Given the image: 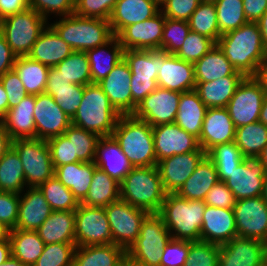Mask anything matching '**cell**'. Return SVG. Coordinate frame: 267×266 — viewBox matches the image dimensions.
<instances>
[{
  "mask_svg": "<svg viewBox=\"0 0 267 266\" xmlns=\"http://www.w3.org/2000/svg\"><path fill=\"white\" fill-rule=\"evenodd\" d=\"M216 44L232 66L245 77L254 76L267 58V49L257 22H247L221 35Z\"/></svg>",
  "mask_w": 267,
  "mask_h": 266,
  "instance_id": "1",
  "label": "cell"
},
{
  "mask_svg": "<svg viewBox=\"0 0 267 266\" xmlns=\"http://www.w3.org/2000/svg\"><path fill=\"white\" fill-rule=\"evenodd\" d=\"M205 207L204 201L187 200L177 193H168L158 215L172 233V239L200 241Z\"/></svg>",
  "mask_w": 267,
  "mask_h": 266,
  "instance_id": "2",
  "label": "cell"
},
{
  "mask_svg": "<svg viewBox=\"0 0 267 266\" xmlns=\"http://www.w3.org/2000/svg\"><path fill=\"white\" fill-rule=\"evenodd\" d=\"M112 136L133 168L157 165L152 126L133 115H121Z\"/></svg>",
  "mask_w": 267,
  "mask_h": 266,
  "instance_id": "3",
  "label": "cell"
},
{
  "mask_svg": "<svg viewBox=\"0 0 267 266\" xmlns=\"http://www.w3.org/2000/svg\"><path fill=\"white\" fill-rule=\"evenodd\" d=\"M166 194L157 166L132 168L120 182V199L149 214H158Z\"/></svg>",
  "mask_w": 267,
  "mask_h": 266,
  "instance_id": "4",
  "label": "cell"
},
{
  "mask_svg": "<svg viewBox=\"0 0 267 266\" xmlns=\"http://www.w3.org/2000/svg\"><path fill=\"white\" fill-rule=\"evenodd\" d=\"M121 115L97 83L84 86V93L71 124L99 137L112 136Z\"/></svg>",
  "mask_w": 267,
  "mask_h": 266,
  "instance_id": "5",
  "label": "cell"
},
{
  "mask_svg": "<svg viewBox=\"0 0 267 266\" xmlns=\"http://www.w3.org/2000/svg\"><path fill=\"white\" fill-rule=\"evenodd\" d=\"M73 51H87L107 43L114 35L109 20L75 13L50 25Z\"/></svg>",
  "mask_w": 267,
  "mask_h": 266,
  "instance_id": "6",
  "label": "cell"
},
{
  "mask_svg": "<svg viewBox=\"0 0 267 266\" xmlns=\"http://www.w3.org/2000/svg\"><path fill=\"white\" fill-rule=\"evenodd\" d=\"M171 234L158 214H149L141 224L139 236L126 251L127 260L136 266H160L162 252Z\"/></svg>",
  "mask_w": 267,
  "mask_h": 266,
  "instance_id": "7",
  "label": "cell"
},
{
  "mask_svg": "<svg viewBox=\"0 0 267 266\" xmlns=\"http://www.w3.org/2000/svg\"><path fill=\"white\" fill-rule=\"evenodd\" d=\"M46 21L34 9L28 8L0 20V32L17 57L27 56L45 30Z\"/></svg>",
  "mask_w": 267,
  "mask_h": 266,
  "instance_id": "8",
  "label": "cell"
},
{
  "mask_svg": "<svg viewBox=\"0 0 267 266\" xmlns=\"http://www.w3.org/2000/svg\"><path fill=\"white\" fill-rule=\"evenodd\" d=\"M23 165L27 187L38 188L52 178L55 169L51 160L47 140L37 138L15 139L11 146Z\"/></svg>",
  "mask_w": 267,
  "mask_h": 266,
  "instance_id": "9",
  "label": "cell"
},
{
  "mask_svg": "<svg viewBox=\"0 0 267 266\" xmlns=\"http://www.w3.org/2000/svg\"><path fill=\"white\" fill-rule=\"evenodd\" d=\"M104 209L112 234V243L127 251L139 236L141 224L149 213L121 199L110 203Z\"/></svg>",
  "mask_w": 267,
  "mask_h": 266,
  "instance_id": "10",
  "label": "cell"
},
{
  "mask_svg": "<svg viewBox=\"0 0 267 266\" xmlns=\"http://www.w3.org/2000/svg\"><path fill=\"white\" fill-rule=\"evenodd\" d=\"M265 95L254 76L244 77L226 107L235 128L259 121Z\"/></svg>",
  "mask_w": 267,
  "mask_h": 266,
  "instance_id": "11",
  "label": "cell"
},
{
  "mask_svg": "<svg viewBox=\"0 0 267 266\" xmlns=\"http://www.w3.org/2000/svg\"><path fill=\"white\" fill-rule=\"evenodd\" d=\"M112 244V234L104 207L79 204L75 210V245Z\"/></svg>",
  "mask_w": 267,
  "mask_h": 266,
  "instance_id": "12",
  "label": "cell"
},
{
  "mask_svg": "<svg viewBox=\"0 0 267 266\" xmlns=\"http://www.w3.org/2000/svg\"><path fill=\"white\" fill-rule=\"evenodd\" d=\"M237 236L267 241V202L262 196L236 200L233 207Z\"/></svg>",
  "mask_w": 267,
  "mask_h": 266,
  "instance_id": "13",
  "label": "cell"
},
{
  "mask_svg": "<svg viewBox=\"0 0 267 266\" xmlns=\"http://www.w3.org/2000/svg\"><path fill=\"white\" fill-rule=\"evenodd\" d=\"M180 96L179 92L158 87L141 101L132 115L152 127L174 123Z\"/></svg>",
  "mask_w": 267,
  "mask_h": 266,
  "instance_id": "14",
  "label": "cell"
},
{
  "mask_svg": "<svg viewBox=\"0 0 267 266\" xmlns=\"http://www.w3.org/2000/svg\"><path fill=\"white\" fill-rule=\"evenodd\" d=\"M165 16L157 15L125 27L117 38L124 50H160L162 48Z\"/></svg>",
  "mask_w": 267,
  "mask_h": 266,
  "instance_id": "15",
  "label": "cell"
},
{
  "mask_svg": "<svg viewBox=\"0 0 267 266\" xmlns=\"http://www.w3.org/2000/svg\"><path fill=\"white\" fill-rule=\"evenodd\" d=\"M266 171L259 158H245L240 165L226 173L224 183L233 192L236 200L262 196Z\"/></svg>",
  "mask_w": 267,
  "mask_h": 266,
  "instance_id": "16",
  "label": "cell"
},
{
  "mask_svg": "<svg viewBox=\"0 0 267 266\" xmlns=\"http://www.w3.org/2000/svg\"><path fill=\"white\" fill-rule=\"evenodd\" d=\"M152 133L157 162L173 155L185 154L201 148L198 138L187 133L176 123L153 126Z\"/></svg>",
  "mask_w": 267,
  "mask_h": 266,
  "instance_id": "17",
  "label": "cell"
},
{
  "mask_svg": "<svg viewBox=\"0 0 267 266\" xmlns=\"http://www.w3.org/2000/svg\"><path fill=\"white\" fill-rule=\"evenodd\" d=\"M34 122L36 138L48 140L63 134L71 119L46 92L35 95Z\"/></svg>",
  "mask_w": 267,
  "mask_h": 266,
  "instance_id": "18",
  "label": "cell"
},
{
  "mask_svg": "<svg viewBox=\"0 0 267 266\" xmlns=\"http://www.w3.org/2000/svg\"><path fill=\"white\" fill-rule=\"evenodd\" d=\"M206 155L207 153L200 148L158 161L156 166L165 192L177 193Z\"/></svg>",
  "mask_w": 267,
  "mask_h": 266,
  "instance_id": "19",
  "label": "cell"
},
{
  "mask_svg": "<svg viewBox=\"0 0 267 266\" xmlns=\"http://www.w3.org/2000/svg\"><path fill=\"white\" fill-rule=\"evenodd\" d=\"M158 87L179 93L195 89L194 64L159 50Z\"/></svg>",
  "mask_w": 267,
  "mask_h": 266,
  "instance_id": "20",
  "label": "cell"
},
{
  "mask_svg": "<svg viewBox=\"0 0 267 266\" xmlns=\"http://www.w3.org/2000/svg\"><path fill=\"white\" fill-rule=\"evenodd\" d=\"M265 257L266 243L237 236L220 245L218 266H263Z\"/></svg>",
  "mask_w": 267,
  "mask_h": 266,
  "instance_id": "21",
  "label": "cell"
},
{
  "mask_svg": "<svg viewBox=\"0 0 267 266\" xmlns=\"http://www.w3.org/2000/svg\"><path fill=\"white\" fill-rule=\"evenodd\" d=\"M97 84L120 115H132L131 71L124 59Z\"/></svg>",
  "mask_w": 267,
  "mask_h": 266,
  "instance_id": "22",
  "label": "cell"
},
{
  "mask_svg": "<svg viewBox=\"0 0 267 266\" xmlns=\"http://www.w3.org/2000/svg\"><path fill=\"white\" fill-rule=\"evenodd\" d=\"M235 126L226 107L208 108L200 137V147L208 153L213 147L235 140Z\"/></svg>",
  "mask_w": 267,
  "mask_h": 266,
  "instance_id": "23",
  "label": "cell"
},
{
  "mask_svg": "<svg viewBox=\"0 0 267 266\" xmlns=\"http://www.w3.org/2000/svg\"><path fill=\"white\" fill-rule=\"evenodd\" d=\"M237 237L233 209L206 205L201 226V241L223 245Z\"/></svg>",
  "mask_w": 267,
  "mask_h": 266,
  "instance_id": "24",
  "label": "cell"
},
{
  "mask_svg": "<svg viewBox=\"0 0 267 266\" xmlns=\"http://www.w3.org/2000/svg\"><path fill=\"white\" fill-rule=\"evenodd\" d=\"M160 0H118L112 10L109 23L113 35H118L125 27L143 22L157 15Z\"/></svg>",
  "mask_w": 267,
  "mask_h": 266,
  "instance_id": "25",
  "label": "cell"
},
{
  "mask_svg": "<svg viewBox=\"0 0 267 266\" xmlns=\"http://www.w3.org/2000/svg\"><path fill=\"white\" fill-rule=\"evenodd\" d=\"M94 163L119 183L133 168L113 136L100 137L96 146Z\"/></svg>",
  "mask_w": 267,
  "mask_h": 266,
  "instance_id": "26",
  "label": "cell"
},
{
  "mask_svg": "<svg viewBox=\"0 0 267 266\" xmlns=\"http://www.w3.org/2000/svg\"><path fill=\"white\" fill-rule=\"evenodd\" d=\"M34 107L35 95L28 94L0 120L1 127L12 140L36 138Z\"/></svg>",
  "mask_w": 267,
  "mask_h": 266,
  "instance_id": "27",
  "label": "cell"
},
{
  "mask_svg": "<svg viewBox=\"0 0 267 266\" xmlns=\"http://www.w3.org/2000/svg\"><path fill=\"white\" fill-rule=\"evenodd\" d=\"M53 212L39 188L29 187L20 197L16 229L36 231Z\"/></svg>",
  "mask_w": 267,
  "mask_h": 266,
  "instance_id": "28",
  "label": "cell"
},
{
  "mask_svg": "<svg viewBox=\"0 0 267 266\" xmlns=\"http://www.w3.org/2000/svg\"><path fill=\"white\" fill-rule=\"evenodd\" d=\"M72 52V48L61 39L51 26L47 25L27 56L31 60L54 67Z\"/></svg>",
  "mask_w": 267,
  "mask_h": 266,
  "instance_id": "29",
  "label": "cell"
},
{
  "mask_svg": "<svg viewBox=\"0 0 267 266\" xmlns=\"http://www.w3.org/2000/svg\"><path fill=\"white\" fill-rule=\"evenodd\" d=\"M126 261V250L114 243L76 246L73 266H123Z\"/></svg>",
  "mask_w": 267,
  "mask_h": 266,
  "instance_id": "30",
  "label": "cell"
},
{
  "mask_svg": "<svg viewBox=\"0 0 267 266\" xmlns=\"http://www.w3.org/2000/svg\"><path fill=\"white\" fill-rule=\"evenodd\" d=\"M97 166L94 162H76L55 168L54 176L70 191L81 203L88 194L92 177Z\"/></svg>",
  "mask_w": 267,
  "mask_h": 266,
  "instance_id": "31",
  "label": "cell"
},
{
  "mask_svg": "<svg viewBox=\"0 0 267 266\" xmlns=\"http://www.w3.org/2000/svg\"><path fill=\"white\" fill-rule=\"evenodd\" d=\"M218 181L220 180L216 166L206 155L177 194L187 200L204 201L206 194Z\"/></svg>",
  "mask_w": 267,
  "mask_h": 266,
  "instance_id": "32",
  "label": "cell"
},
{
  "mask_svg": "<svg viewBox=\"0 0 267 266\" xmlns=\"http://www.w3.org/2000/svg\"><path fill=\"white\" fill-rule=\"evenodd\" d=\"M207 109L195 90L182 92L174 123L199 139Z\"/></svg>",
  "mask_w": 267,
  "mask_h": 266,
  "instance_id": "33",
  "label": "cell"
},
{
  "mask_svg": "<svg viewBox=\"0 0 267 266\" xmlns=\"http://www.w3.org/2000/svg\"><path fill=\"white\" fill-rule=\"evenodd\" d=\"M36 231L45 244H75V211H53Z\"/></svg>",
  "mask_w": 267,
  "mask_h": 266,
  "instance_id": "34",
  "label": "cell"
},
{
  "mask_svg": "<svg viewBox=\"0 0 267 266\" xmlns=\"http://www.w3.org/2000/svg\"><path fill=\"white\" fill-rule=\"evenodd\" d=\"M245 76H225L211 82H196L195 91L207 108L227 107Z\"/></svg>",
  "mask_w": 267,
  "mask_h": 266,
  "instance_id": "35",
  "label": "cell"
},
{
  "mask_svg": "<svg viewBox=\"0 0 267 266\" xmlns=\"http://www.w3.org/2000/svg\"><path fill=\"white\" fill-rule=\"evenodd\" d=\"M195 81L211 82L225 76H244L237 71L216 44L194 64Z\"/></svg>",
  "mask_w": 267,
  "mask_h": 266,
  "instance_id": "36",
  "label": "cell"
},
{
  "mask_svg": "<svg viewBox=\"0 0 267 266\" xmlns=\"http://www.w3.org/2000/svg\"><path fill=\"white\" fill-rule=\"evenodd\" d=\"M109 45L112 46V50L106 51L105 49ZM123 52L124 49L116 35H114L107 43L87 50L86 53L89 59L92 83H98L103 80L112 69L123 60ZM105 54L108 56L106 57Z\"/></svg>",
  "mask_w": 267,
  "mask_h": 266,
  "instance_id": "37",
  "label": "cell"
},
{
  "mask_svg": "<svg viewBox=\"0 0 267 266\" xmlns=\"http://www.w3.org/2000/svg\"><path fill=\"white\" fill-rule=\"evenodd\" d=\"M120 199V183L96 167L85 199L80 203L90 207H106Z\"/></svg>",
  "mask_w": 267,
  "mask_h": 266,
  "instance_id": "38",
  "label": "cell"
},
{
  "mask_svg": "<svg viewBox=\"0 0 267 266\" xmlns=\"http://www.w3.org/2000/svg\"><path fill=\"white\" fill-rule=\"evenodd\" d=\"M49 66L31 60L28 56H18L13 70L20 77L29 95L44 93L47 85Z\"/></svg>",
  "mask_w": 267,
  "mask_h": 266,
  "instance_id": "39",
  "label": "cell"
},
{
  "mask_svg": "<svg viewBox=\"0 0 267 266\" xmlns=\"http://www.w3.org/2000/svg\"><path fill=\"white\" fill-rule=\"evenodd\" d=\"M9 239L12 256L27 266L37 261L45 247L37 231L12 229Z\"/></svg>",
  "mask_w": 267,
  "mask_h": 266,
  "instance_id": "40",
  "label": "cell"
},
{
  "mask_svg": "<svg viewBox=\"0 0 267 266\" xmlns=\"http://www.w3.org/2000/svg\"><path fill=\"white\" fill-rule=\"evenodd\" d=\"M234 142L245 158H258L267 145V126L257 121L237 127Z\"/></svg>",
  "mask_w": 267,
  "mask_h": 266,
  "instance_id": "41",
  "label": "cell"
},
{
  "mask_svg": "<svg viewBox=\"0 0 267 266\" xmlns=\"http://www.w3.org/2000/svg\"><path fill=\"white\" fill-rule=\"evenodd\" d=\"M26 186L22 162L11 147L0 159V191L21 194Z\"/></svg>",
  "mask_w": 267,
  "mask_h": 266,
  "instance_id": "42",
  "label": "cell"
},
{
  "mask_svg": "<svg viewBox=\"0 0 267 266\" xmlns=\"http://www.w3.org/2000/svg\"><path fill=\"white\" fill-rule=\"evenodd\" d=\"M123 59L130 68L131 77L157 78L159 50H124Z\"/></svg>",
  "mask_w": 267,
  "mask_h": 266,
  "instance_id": "43",
  "label": "cell"
},
{
  "mask_svg": "<svg viewBox=\"0 0 267 266\" xmlns=\"http://www.w3.org/2000/svg\"><path fill=\"white\" fill-rule=\"evenodd\" d=\"M54 67L70 83L83 86L92 83L90 64L86 51H73Z\"/></svg>",
  "mask_w": 267,
  "mask_h": 266,
  "instance_id": "44",
  "label": "cell"
},
{
  "mask_svg": "<svg viewBox=\"0 0 267 266\" xmlns=\"http://www.w3.org/2000/svg\"><path fill=\"white\" fill-rule=\"evenodd\" d=\"M188 24L190 31L209 37L215 43L221 36L214 3L201 2L190 16Z\"/></svg>",
  "mask_w": 267,
  "mask_h": 266,
  "instance_id": "45",
  "label": "cell"
},
{
  "mask_svg": "<svg viewBox=\"0 0 267 266\" xmlns=\"http://www.w3.org/2000/svg\"><path fill=\"white\" fill-rule=\"evenodd\" d=\"M38 188L53 211H75L80 204L70 189L65 187L55 176Z\"/></svg>",
  "mask_w": 267,
  "mask_h": 266,
  "instance_id": "46",
  "label": "cell"
},
{
  "mask_svg": "<svg viewBox=\"0 0 267 266\" xmlns=\"http://www.w3.org/2000/svg\"><path fill=\"white\" fill-rule=\"evenodd\" d=\"M207 156L213 161L220 181L226 180V173L235 170L245 159L235 142L216 145Z\"/></svg>",
  "mask_w": 267,
  "mask_h": 266,
  "instance_id": "47",
  "label": "cell"
},
{
  "mask_svg": "<svg viewBox=\"0 0 267 266\" xmlns=\"http://www.w3.org/2000/svg\"><path fill=\"white\" fill-rule=\"evenodd\" d=\"M214 5L221 35L248 22L244 14L243 0H218Z\"/></svg>",
  "mask_w": 267,
  "mask_h": 266,
  "instance_id": "48",
  "label": "cell"
},
{
  "mask_svg": "<svg viewBox=\"0 0 267 266\" xmlns=\"http://www.w3.org/2000/svg\"><path fill=\"white\" fill-rule=\"evenodd\" d=\"M63 134L72 139L73 158H79L82 162H94L97 142L100 139L97 134L72 124Z\"/></svg>",
  "mask_w": 267,
  "mask_h": 266,
  "instance_id": "49",
  "label": "cell"
},
{
  "mask_svg": "<svg viewBox=\"0 0 267 266\" xmlns=\"http://www.w3.org/2000/svg\"><path fill=\"white\" fill-rule=\"evenodd\" d=\"M74 243L45 244L44 250L32 266H73Z\"/></svg>",
  "mask_w": 267,
  "mask_h": 266,
  "instance_id": "50",
  "label": "cell"
},
{
  "mask_svg": "<svg viewBox=\"0 0 267 266\" xmlns=\"http://www.w3.org/2000/svg\"><path fill=\"white\" fill-rule=\"evenodd\" d=\"M189 32L188 21L165 18L162 48L160 50L169 54H176L184 44Z\"/></svg>",
  "mask_w": 267,
  "mask_h": 266,
  "instance_id": "51",
  "label": "cell"
},
{
  "mask_svg": "<svg viewBox=\"0 0 267 266\" xmlns=\"http://www.w3.org/2000/svg\"><path fill=\"white\" fill-rule=\"evenodd\" d=\"M45 92L50 94L56 104L72 119L81 104L84 86L72 83L69 87L46 88Z\"/></svg>",
  "mask_w": 267,
  "mask_h": 266,
  "instance_id": "52",
  "label": "cell"
},
{
  "mask_svg": "<svg viewBox=\"0 0 267 266\" xmlns=\"http://www.w3.org/2000/svg\"><path fill=\"white\" fill-rule=\"evenodd\" d=\"M215 45L216 43L209 37L190 31L175 55L186 62L195 64Z\"/></svg>",
  "mask_w": 267,
  "mask_h": 266,
  "instance_id": "53",
  "label": "cell"
},
{
  "mask_svg": "<svg viewBox=\"0 0 267 266\" xmlns=\"http://www.w3.org/2000/svg\"><path fill=\"white\" fill-rule=\"evenodd\" d=\"M220 246L205 241H189V253L184 266H218Z\"/></svg>",
  "mask_w": 267,
  "mask_h": 266,
  "instance_id": "54",
  "label": "cell"
},
{
  "mask_svg": "<svg viewBox=\"0 0 267 266\" xmlns=\"http://www.w3.org/2000/svg\"><path fill=\"white\" fill-rule=\"evenodd\" d=\"M47 144L54 169L81 161L79 158H73L72 139H68L64 134L48 139Z\"/></svg>",
  "mask_w": 267,
  "mask_h": 266,
  "instance_id": "55",
  "label": "cell"
},
{
  "mask_svg": "<svg viewBox=\"0 0 267 266\" xmlns=\"http://www.w3.org/2000/svg\"><path fill=\"white\" fill-rule=\"evenodd\" d=\"M118 0H78L74 13L81 17L109 20Z\"/></svg>",
  "mask_w": 267,
  "mask_h": 266,
  "instance_id": "56",
  "label": "cell"
},
{
  "mask_svg": "<svg viewBox=\"0 0 267 266\" xmlns=\"http://www.w3.org/2000/svg\"><path fill=\"white\" fill-rule=\"evenodd\" d=\"M201 0H160L162 14L166 18L188 21Z\"/></svg>",
  "mask_w": 267,
  "mask_h": 266,
  "instance_id": "57",
  "label": "cell"
},
{
  "mask_svg": "<svg viewBox=\"0 0 267 266\" xmlns=\"http://www.w3.org/2000/svg\"><path fill=\"white\" fill-rule=\"evenodd\" d=\"M28 5L45 19L49 13H57L64 17L74 14L75 11L73 0H28Z\"/></svg>",
  "mask_w": 267,
  "mask_h": 266,
  "instance_id": "58",
  "label": "cell"
},
{
  "mask_svg": "<svg viewBox=\"0 0 267 266\" xmlns=\"http://www.w3.org/2000/svg\"><path fill=\"white\" fill-rule=\"evenodd\" d=\"M189 253V241L170 239L162 252L160 266H184Z\"/></svg>",
  "mask_w": 267,
  "mask_h": 266,
  "instance_id": "59",
  "label": "cell"
},
{
  "mask_svg": "<svg viewBox=\"0 0 267 266\" xmlns=\"http://www.w3.org/2000/svg\"><path fill=\"white\" fill-rule=\"evenodd\" d=\"M20 194L0 191V222L8 228L16 229Z\"/></svg>",
  "mask_w": 267,
  "mask_h": 266,
  "instance_id": "60",
  "label": "cell"
},
{
  "mask_svg": "<svg viewBox=\"0 0 267 266\" xmlns=\"http://www.w3.org/2000/svg\"><path fill=\"white\" fill-rule=\"evenodd\" d=\"M8 97V109L16 107L27 94L20 77L14 70L8 71L0 77Z\"/></svg>",
  "mask_w": 267,
  "mask_h": 266,
  "instance_id": "61",
  "label": "cell"
},
{
  "mask_svg": "<svg viewBox=\"0 0 267 266\" xmlns=\"http://www.w3.org/2000/svg\"><path fill=\"white\" fill-rule=\"evenodd\" d=\"M204 203L216 208L233 209L236 198L223 181H218L206 194Z\"/></svg>",
  "mask_w": 267,
  "mask_h": 266,
  "instance_id": "62",
  "label": "cell"
},
{
  "mask_svg": "<svg viewBox=\"0 0 267 266\" xmlns=\"http://www.w3.org/2000/svg\"><path fill=\"white\" fill-rule=\"evenodd\" d=\"M158 88L157 78L131 77L132 114L151 92Z\"/></svg>",
  "mask_w": 267,
  "mask_h": 266,
  "instance_id": "63",
  "label": "cell"
},
{
  "mask_svg": "<svg viewBox=\"0 0 267 266\" xmlns=\"http://www.w3.org/2000/svg\"><path fill=\"white\" fill-rule=\"evenodd\" d=\"M17 56L8 45L6 38L0 32V77L13 70Z\"/></svg>",
  "mask_w": 267,
  "mask_h": 266,
  "instance_id": "64",
  "label": "cell"
},
{
  "mask_svg": "<svg viewBox=\"0 0 267 266\" xmlns=\"http://www.w3.org/2000/svg\"><path fill=\"white\" fill-rule=\"evenodd\" d=\"M244 14L248 22H257L267 10V0H243Z\"/></svg>",
  "mask_w": 267,
  "mask_h": 266,
  "instance_id": "65",
  "label": "cell"
},
{
  "mask_svg": "<svg viewBox=\"0 0 267 266\" xmlns=\"http://www.w3.org/2000/svg\"><path fill=\"white\" fill-rule=\"evenodd\" d=\"M28 8V0H0V20Z\"/></svg>",
  "mask_w": 267,
  "mask_h": 266,
  "instance_id": "66",
  "label": "cell"
},
{
  "mask_svg": "<svg viewBox=\"0 0 267 266\" xmlns=\"http://www.w3.org/2000/svg\"><path fill=\"white\" fill-rule=\"evenodd\" d=\"M71 84L55 67L49 68L46 88L69 87Z\"/></svg>",
  "mask_w": 267,
  "mask_h": 266,
  "instance_id": "67",
  "label": "cell"
},
{
  "mask_svg": "<svg viewBox=\"0 0 267 266\" xmlns=\"http://www.w3.org/2000/svg\"><path fill=\"white\" fill-rule=\"evenodd\" d=\"M254 78L260 83L264 92L267 94V58L257 69Z\"/></svg>",
  "mask_w": 267,
  "mask_h": 266,
  "instance_id": "68",
  "label": "cell"
},
{
  "mask_svg": "<svg viewBox=\"0 0 267 266\" xmlns=\"http://www.w3.org/2000/svg\"><path fill=\"white\" fill-rule=\"evenodd\" d=\"M12 139L6 131L0 126V159L11 148Z\"/></svg>",
  "mask_w": 267,
  "mask_h": 266,
  "instance_id": "69",
  "label": "cell"
},
{
  "mask_svg": "<svg viewBox=\"0 0 267 266\" xmlns=\"http://www.w3.org/2000/svg\"><path fill=\"white\" fill-rule=\"evenodd\" d=\"M8 111V97L2 83L0 82V120Z\"/></svg>",
  "mask_w": 267,
  "mask_h": 266,
  "instance_id": "70",
  "label": "cell"
},
{
  "mask_svg": "<svg viewBox=\"0 0 267 266\" xmlns=\"http://www.w3.org/2000/svg\"><path fill=\"white\" fill-rule=\"evenodd\" d=\"M11 255H12L11 242L1 241L0 242V264L4 263Z\"/></svg>",
  "mask_w": 267,
  "mask_h": 266,
  "instance_id": "71",
  "label": "cell"
},
{
  "mask_svg": "<svg viewBox=\"0 0 267 266\" xmlns=\"http://www.w3.org/2000/svg\"><path fill=\"white\" fill-rule=\"evenodd\" d=\"M257 24L259 26V29L261 30L263 44L265 48L267 49V10L261 16V18L257 21Z\"/></svg>",
  "mask_w": 267,
  "mask_h": 266,
  "instance_id": "72",
  "label": "cell"
},
{
  "mask_svg": "<svg viewBox=\"0 0 267 266\" xmlns=\"http://www.w3.org/2000/svg\"><path fill=\"white\" fill-rule=\"evenodd\" d=\"M259 121L267 126V94L263 100L262 108L259 115Z\"/></svg>",
  "mask_w": 267,
  "mask_h": 266,
  "instance_id": "73",
  "label": "cell"
},
{
  "mask_svg": "<svg viewBox=\"0 0 267 266\" xmlns=\"http://www.w3.org/2000/svg\"><path fill=\"white\" fill-rule=\"evenodd\" d=\"M10 231L11 229L8 228L5 224L0 222V242L1 241H10Z\"/></svg>",
  "mask_w": 267,
  "mask_h": 266,
  "instance_id": "74",
  "label": "cell"
},
{
  "mask_svg": "<svg viewBox=\"0 0 267 266\" xmlns=\"http://www.w3.org/2000/svg\"><path fill=\"white\" fill-rule=\"evenodd\" d=\"M0 266H27L23 264L19 259L14 258L12 255Z\"/></svg>",
  "mask_w": 267,
  "mask_h": 266,
  "instance_id": "75",
  "label": "cell"
},
{
  "mask_svg": "<svg viewBox=\"0 0 267 266\" xmlns=\"http://www.w3.org/2000/svg\"><path fill=\"white\" fill-rule=\"evenodd\" d=\"M258 158L262 161L265 171L267 173V145L264 147L262 153L259 155Z\"/></svg>",
  "mask_w": 267,
  "mask_h": 266,
  "instance_id": "76",
  "label": "cell"
},
{
  "mask_svg": "<svg viewBox=\"0 0 267 266\" xmlns=\"http://www.w3.org/2000/svg\"><path fill=\"white\" fill-rule=\"evenodd\" d=\"M262 197L267 202V173L265 174V177L263 179V191H262Z\"/></svg>",
  "mask_w": 267,
  "mask_h": 266,
  "instance_id": "77",
  "label": "cell"
},
{
  "mask_svg": "<svg viewBox=\"0 0 267 266\" xmlns=\"http://www.w3.org/2000/svg\"><path fill=\"white\" fill-rule=\"evenodd\" d=\"M218 0H201L204 3H216Z\"/></svg>",
  "mask_w": 267,
  "mask_h": 266,
  "instance_id": "78",
  "label": "cell"
},
{
  "mask_svg": "<svg viewBox=\"0 0 267 266\" xmlns=\"http://www.w3.org/2000/svg\"><path fill=\"white\" fill-rule=\"evenodd\" d=\"M123 266H136V265L130 263V262L127 260V261L124 263Z\"/></svg>",
  "mask_w": 267,
  "mask_h": 266,
  "instance_id": "79",
  "label": "cell"
},
{
  "mask_svg": "<svg viewBox=\"0 0 267 266\" xmlns=\"http://www.w3.org/2000/svg\"><path fill=\"white\" fill-rule=\"evenodd\" d=\"M263 266H267V257H265V260H264Z\"/></svg>",
  "mask_w": 267,
  "mask_h": 266,
  "instance_id": "80",
  "label": "cell"
}]
</instances>
